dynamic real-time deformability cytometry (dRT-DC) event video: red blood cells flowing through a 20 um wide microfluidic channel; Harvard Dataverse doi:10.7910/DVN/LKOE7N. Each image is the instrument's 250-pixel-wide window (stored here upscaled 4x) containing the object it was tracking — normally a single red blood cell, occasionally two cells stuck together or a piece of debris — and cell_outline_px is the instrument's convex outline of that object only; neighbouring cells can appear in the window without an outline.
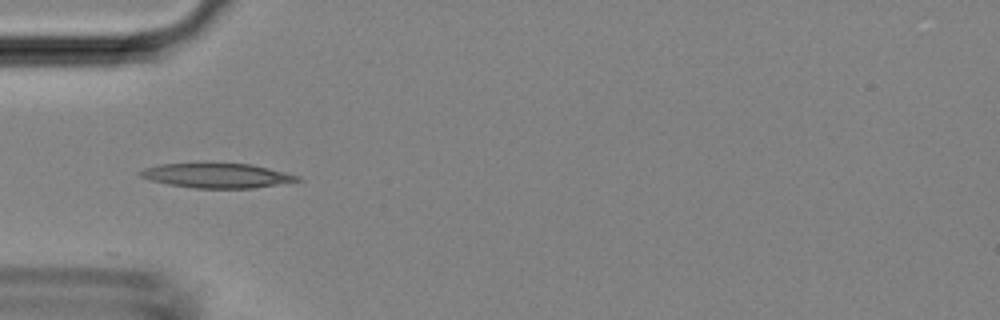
{"species": "Egyptian fruit bat (a non-hibernating species)", "species_latin": "Rousettus aegyptiacus", "temperature_condition": "room temperature", "stored_images_in_passage": 9, "camera_frame_rate_fps": 3000, "um_per_image_px": 0.085, "animal": {"sex": "female"}, "frame": {"image": 1, "passage_image": 1, "time_ms": 0.0, "image_size_px": [1000, 320], "cell_outline_px": [[304, 180], [252, 188], [192, 188], [168, 184], [148, 180], [140, 176], [136, 172], [144, 168], [160, 164], [204, 160], [252, 164], [300, 176]], "centroid_in_image_um": [18.36, 14.87], "position_along_channel_um": 66.6, "area_um2": 23.7}}
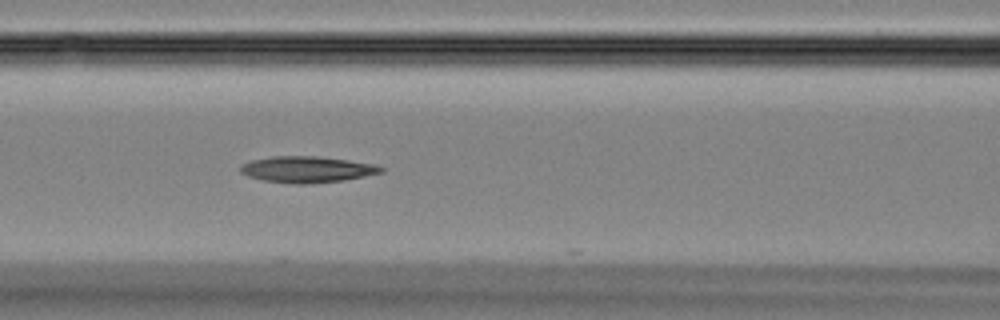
{"frame": {"image": 2, "passage_image": 6, "time_ms": 1.667, "image_size_px": [1000, 320], "cell_outline_px": [[384, 172], [344, 180], [304, 184], [296, 184], [264, 180], [248, 176], [240, 172], [240, 164], [252, 160], [272, 156], [320, 156], [376, 164], [384, 168]], "centroid_in_image_um": [26.1, 14.39], "position_along_channel_um": 140.5, "area_um2": 21.5}}